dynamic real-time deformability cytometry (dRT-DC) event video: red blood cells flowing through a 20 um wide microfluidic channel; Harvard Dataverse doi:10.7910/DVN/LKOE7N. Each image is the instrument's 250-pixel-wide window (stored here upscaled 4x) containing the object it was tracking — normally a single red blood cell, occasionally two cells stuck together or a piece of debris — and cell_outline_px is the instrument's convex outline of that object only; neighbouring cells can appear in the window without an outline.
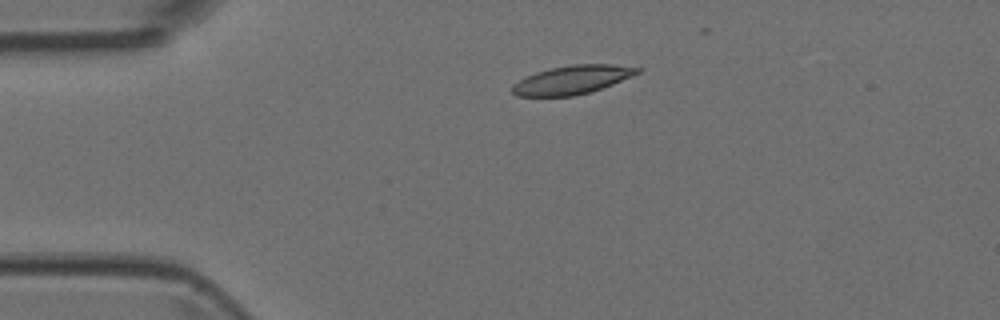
{"species": "Egyptian fruit bat (a non-hibernating species)", "species_latin": "Rousettus aegyptiacus", "temperature_condition": "room temperature", "stored_images_in_passage": 4, "camera_frame_rate_fps": 3000, "um_per_image_px": 0.085, "animal": {"sex": "female"}, "frame": {"image": 1, "passage_image": 4, "time_ms": 1.0, "image_size_px": [1000, 320], "cell_outline_px": [[644, 68], [640, 72], [632, 76], [612, 84], [588, 92], [572, 96], [516, 96], [512, 92], [512, 84], [536, 72], [552, 68], [572, 64], [612, 64]], "centroid_in_image_um": [48.65, 6.77], "position_along_channel_um": 36.4, "area_um2": 20.63}}